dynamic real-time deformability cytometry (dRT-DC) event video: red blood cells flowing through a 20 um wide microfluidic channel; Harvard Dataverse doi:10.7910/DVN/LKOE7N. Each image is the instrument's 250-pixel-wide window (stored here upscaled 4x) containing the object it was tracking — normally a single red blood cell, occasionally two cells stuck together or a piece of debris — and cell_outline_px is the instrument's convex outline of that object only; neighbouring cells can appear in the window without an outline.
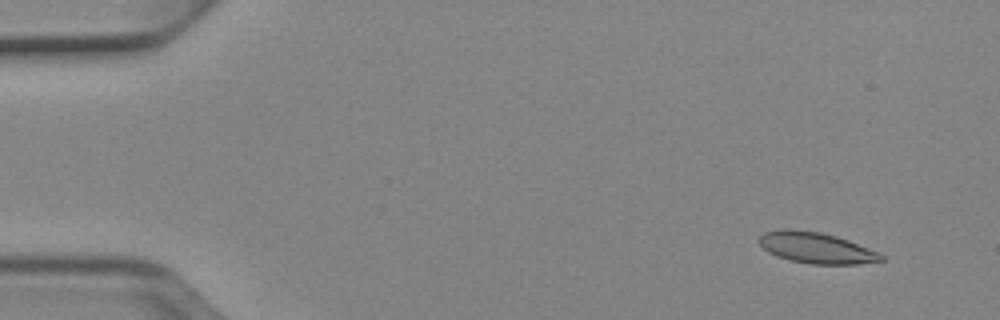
{"species": "Egyptian fruit bat (a non-hibernating species)", "species_latin": "Rousettus aegyptiacus", "temperature_condition": "cold", "stored_images_in_passage": 53, "camera_frame_rate_fps": 3000, "um_per_image_px": 0.085, "animal": {"sex": "female"}, "frame": {"image": 1, "passage_image": 5, "time_ms": 1.333, "image_size_px": [1000, 320], "cell_outline_px": [[884, 260], [856, 264], [812, 264], [792, 260], [776, 256], [768, 252], [756, 240], [764, 232], [820, 232], [836, 236], [848, 240], [876, 252], [884, 256]], "centroid_in_image_um": [69.41, 21.11], "position_along_channel_um": 15.6, "area_um2": 20.98}}
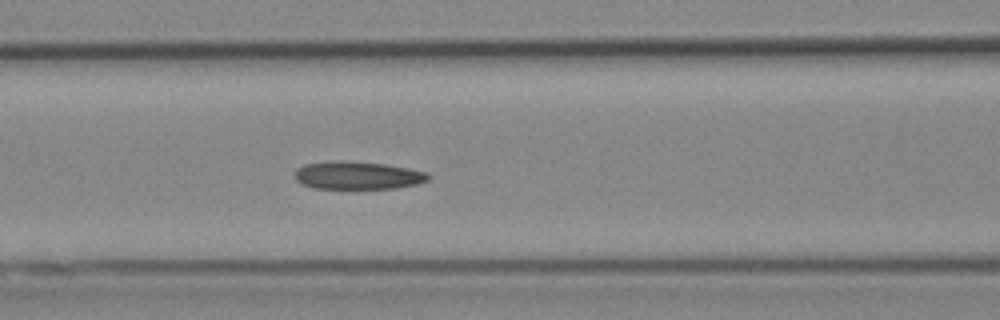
{"frame": {"image": 2, "passage_image": 23, "time_ms": 7.333, "image_size_px": [1000, 320], "cell_outline_px": [[428, 180], [416, 184], [396, 188], [312, 188], [300, 184], [296, 180], [296, 168], [304, 164], [332, 160], [344, 160], [384, 164], [408, 168], [428, 172]], "centroid_in_image_um": [30.35, 14.9], "position_along_channel_um": 136.2, "area_um2": 21.73}}
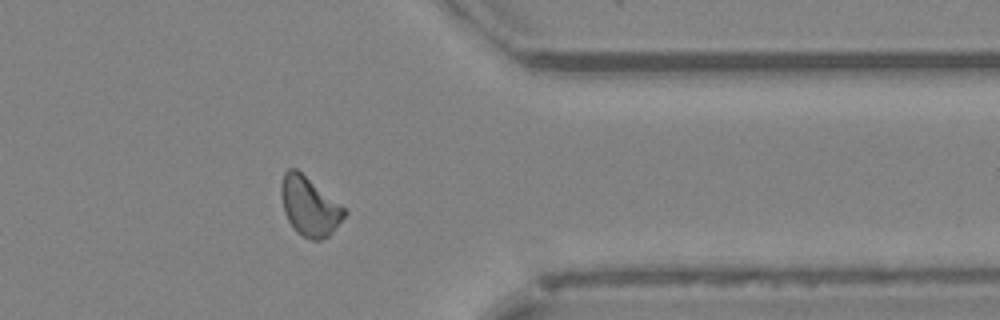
{"frame": {"image": 3, "passage_image": 43, "time_ms": 14.0, "image_size_px": [1000, 320], "cell_outline_px": [[348, 212], [332, 232], [328, 236], [320, 240], [312, 240], [296, 232], [288, 220], [284, 212], [280, 192], [280, 188], [284, 172], [288, 168], [296, 168], [344, 208]], "centroid_in_image_um": [26.27, 17.54], "position_along_channel_um": 385.1, "area_um2": 21.39}, "authors_computed_cell_mechanics": {"area_um2": 21.675, "velocity_mm_per_s": 3.901, "shape_relaxation_time_tau1_ms": null, "shape_relaxation_time_tau2_ms": 7.7355, "deformation_change_tau1": null, "deformation_change_tau2": 0.1368}}